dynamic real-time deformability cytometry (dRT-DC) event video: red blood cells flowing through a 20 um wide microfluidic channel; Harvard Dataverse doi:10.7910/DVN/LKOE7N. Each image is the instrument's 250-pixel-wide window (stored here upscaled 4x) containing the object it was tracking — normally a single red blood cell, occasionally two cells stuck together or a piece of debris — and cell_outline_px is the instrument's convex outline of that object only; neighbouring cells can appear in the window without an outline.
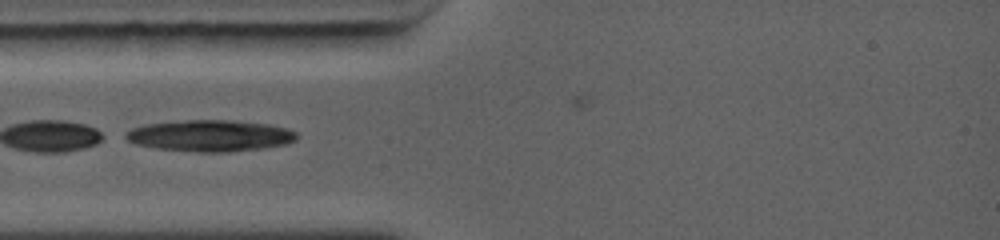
{"species": "common noctule bat (a hibernating species)", "species_latin": "Nyctalus noctula", "temperature_condition": "warm", "stored_images_in_passage": 30, "camera_frame_rate_fps": 5000, "um_per_image_px": 0.085, "animal": {"sex": "female", "body_mass_g": 19.0, "forearm_length_mm": 56.7}, "frame": {"image": 1, "passage_image": 1, "time_ms": 0.0, "image_size_px": [1000, 240], "cell_outline_px": [[296, 140], [288, 144], [260, 148], [228, 152], [200, 152], [160, 148], [136, 144], [128, 140], [124, 136], [128, 132], [136, 128], [148, 124], [188, 120], [224, 120], [264, 124], [284, 128], [296, 132]], "centroid_in_image_um": [17.89, 11.54], "position_along_channel_um": 67.1, "area_um2": 30.52}}